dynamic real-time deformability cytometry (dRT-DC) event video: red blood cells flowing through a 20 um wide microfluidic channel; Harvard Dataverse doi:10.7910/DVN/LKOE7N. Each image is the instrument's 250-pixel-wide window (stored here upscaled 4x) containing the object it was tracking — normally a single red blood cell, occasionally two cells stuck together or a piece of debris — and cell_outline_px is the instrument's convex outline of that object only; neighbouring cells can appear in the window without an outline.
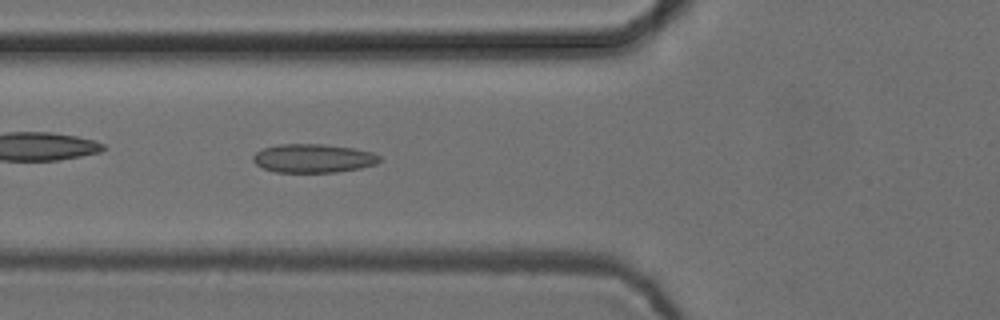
{"species": "common noctule bat (a hibernating species)", "species_latin": "Nyctalus noctula", "temperature_condition": "cold", "stored_images_in_passage": 53, "camera_frame_rate_fps": 3000, "um_per_image_px": 0.085, "animal": {"sex": "female", "body_mass_g": 24.6, "forearm_length_mm": 56.2}, "frame": {"image": 1, "passage_image": 19, "time_ms": 6.0, "image_size_px": [1000, 320], "cell_outline_px": [[380, 160], [376, 164], [360, 168], [336, 172], [276, 172], [264, 168], [256, 164], [252, 160], [252, 156], [256, 152], [264, 148], [280, 144], [324, 144], [352, 148], [372, 152], [380, 156]], "centroid_in_image_um": [26.62, 13.45], "position_along_channel_um": 99.2, "area_um2": 21.04}}
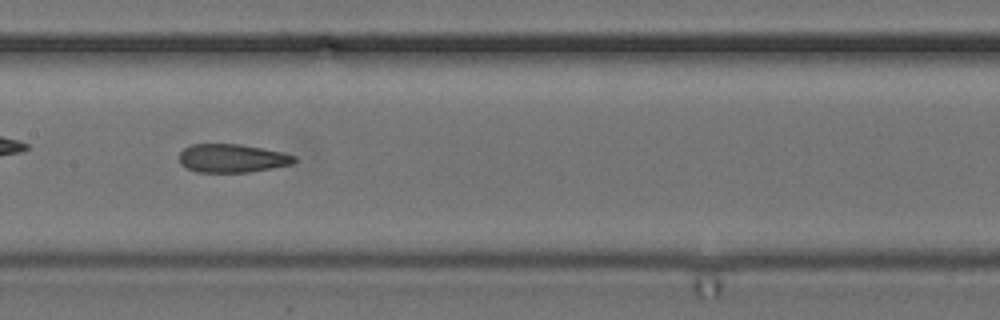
{"frame": {"image": 2, "passage_image": 26, "time_ms": 8.333, "image_size_px": [1000, 320], "cell_outline_px": [[296, 160], [292, 164], [272, 168], [248, 172], [196, 172], [180, 164], [180, 152], [184, 148], [192, 144], [240, 144], [264, 148], [284, 152], [296, 156]], "centroid_in_image_um": [19.75, 13.44], "position_along_channel_um": 187.7, "area_um2": 19.13}}
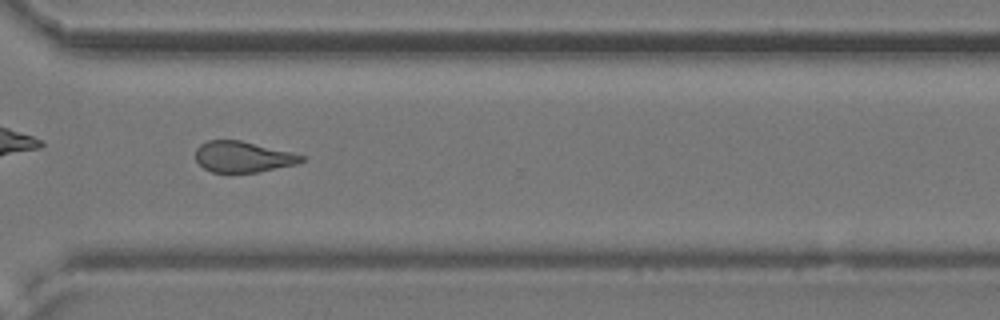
{"frame": {"image": 3, "passage_image": 39, "time_ms": 12.667, "image_size_px": [1000, 320], "cell_outline_px": [[304, 160], [296, 164], [256, 172], [212, 172], [204, 168], [196, 160], [196, 148], [200, 144], [208, 140], [240, 140], [292, 152], [304, 156]], "centroid_in_image_um": [20.63, 13.32], "position_along_channel_um": 350.0, "area_um2": 18.9}, "authors_computed_cell_mechanics": {"area_um2": 20.1144, "velocity_mm_per_s": 3.7553, "shape_relaxation_time_tau1_ms": null, "shape_relaxation_time_tau2_ms": 2.9829, "deformation_change_tau1": null, "deformation_change_tau2": 0.1001}}